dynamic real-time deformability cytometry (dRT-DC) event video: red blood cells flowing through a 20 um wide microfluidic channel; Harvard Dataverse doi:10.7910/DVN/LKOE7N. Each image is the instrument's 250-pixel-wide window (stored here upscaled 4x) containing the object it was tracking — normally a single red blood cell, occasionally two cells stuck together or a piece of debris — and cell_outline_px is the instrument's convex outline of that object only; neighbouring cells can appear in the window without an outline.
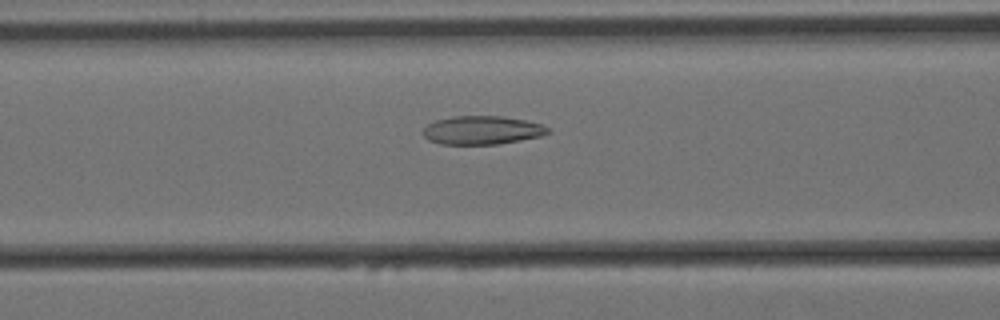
{"species": "Egyptian fruit bat (a non-hibernating species)", "species_latin": "Rousettus aegyptiacus", "temperature_condition": "cold", "stored_images_in_passage": 41, "camera_frame_rate_fps": 3000, "um_per_image_px": 0.085, "animal": {"sex": "female"}, "frame": {"image": 1, "passage_image": 18, "time_ms": 5.667, "image_size_px": [1000, 320], "cell_outline_px": [[552, 132], [540, 136], [500, 144], [440, 144], [428, 140], [424, 136], [424, 128], [428, 124], [436, 120], [452, 116], [504, 116], [524, 120], [540, 124], [548, 128]], "centroid_in_image_um": [40.97, 11.06], "position_along_channel_um": 125.6, "area_um2": 20.69}}
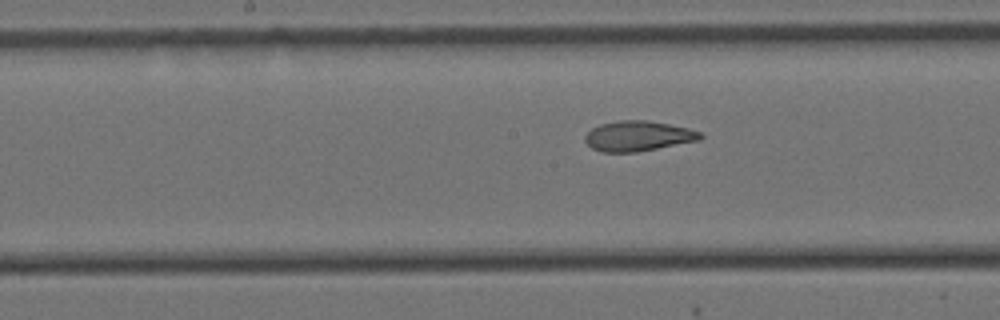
{"frame": {"image": 2, "passage_image": 24, "time_ms": 7.667, "image_size_px": [1000, 320], "cell_outline_px": [[704, 136], [700, 140], [636, 152], [600, 152], [592, 148], [584, 140], [584, 136], [592, 128], [600, 124], [620, 120], [648, 120], [688, 128], [700, 132]], "centroid_in_image_um": [54.22, 11.56], "position_along_channel_um": 194.0, "area_um2": 20.23}}
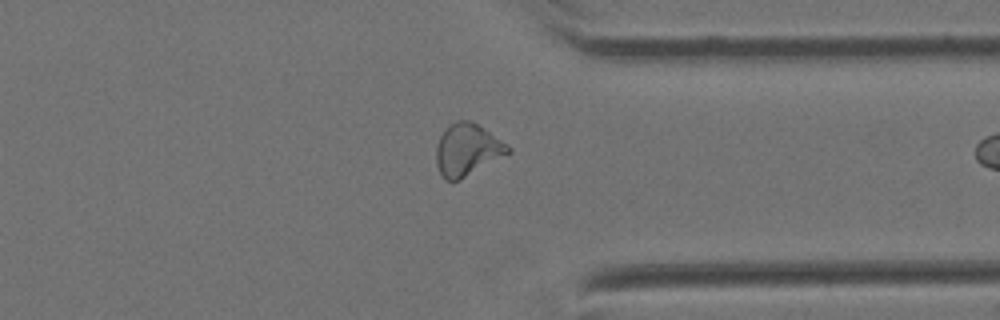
{"frame": {"image": 3, "passage_image": 40, "time_ms": 13.0, "image_size_px": [1000, 320], "cell_outline_px": [[512, 152], [460, 180], [444, 180], [440, 176], [436, 164], [436, 148], [440, 136], [456, 120], [468, 120], [476, 124], [508, 144], [512, 148]], "centroid_in_image_um": [39.72, 12.77], "position_along_channel_um": 371.7, "area_um2": 21.68}}